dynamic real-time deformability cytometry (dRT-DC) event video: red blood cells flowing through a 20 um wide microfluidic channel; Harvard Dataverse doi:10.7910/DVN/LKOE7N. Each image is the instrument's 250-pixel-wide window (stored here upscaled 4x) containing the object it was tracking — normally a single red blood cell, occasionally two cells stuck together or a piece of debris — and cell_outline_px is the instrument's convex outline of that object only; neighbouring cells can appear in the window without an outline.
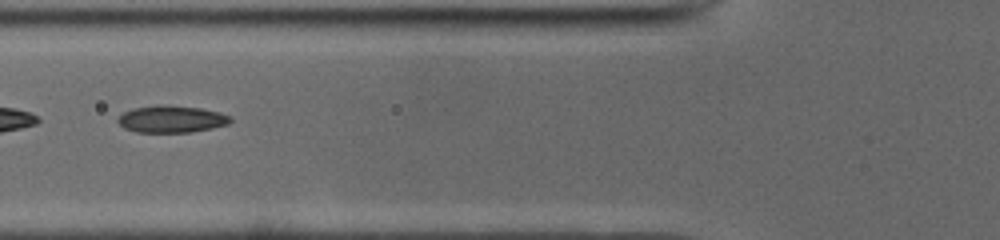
{"species": "common noctule bat (a hibernating species)", "species_latin": "Nyctalus noctula", "temperature_condition": "cold", "stored_images_in_passage": 49, "segment_of_instrument_passage": [2, 2], "camera_frame_rate_fps": 3000, "um_per_image_px": 0.085, "animal": {"sex": "male", "body_mass_g": 19.0, "forearm_length_mm": 50.8}, "frame": {"image": 1, "passage_image": 19, "time_ms": 6.0, "image_size_px": [1000, 240], "cell_outline_px": [[232, 120], [228, 124], [212, 128], [192, 132], [136, 132], [124, 128], [116, 120], [124, 112], [136, 108], [200, 108], [220, 112], [228, 116]], "centroid_in_image_um": [14.6, 10.18], "position_along_channel_um": 111.2, "area_um2": 16.65}}
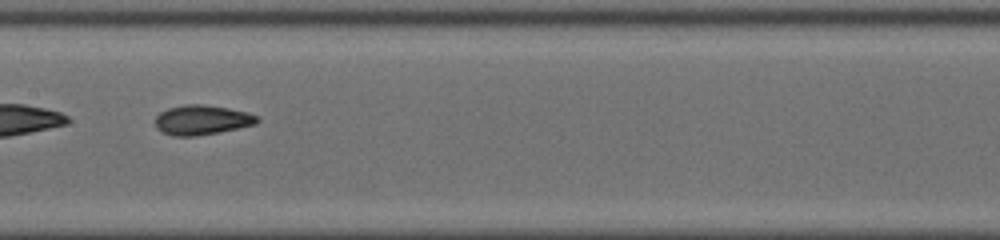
{"frame": {"image": 2, "passage_image": 25, "time_ms": 8.0, "image_size_px": [1000, 240], "cell_outline_px": [[260, 120], [256, 124], [196, 136], [172, 136], [156, 128], [156, 116], [160, 112], [168, 108], [184, 104], [204, 104], [228, 108], [248, 112], [256, 116]], "centroid_in_image_um": [17.14, 10.18], "position_along_channel_um": 190.3, "area_um2": 17.51}}
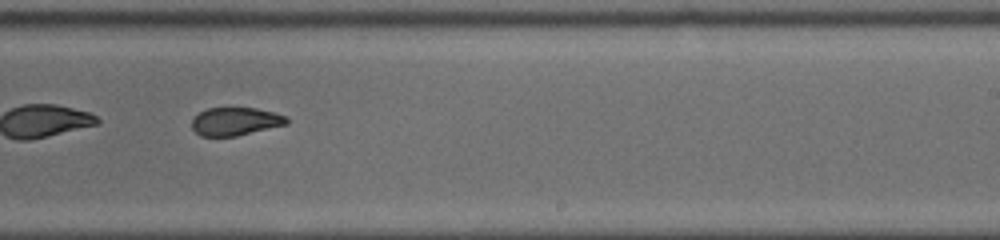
{"frame": {"image": 3, "passage_image": 31, "time_ms": 10.0, "image_size_px": [1000, 240], "cell_outline_px": [[288, 124], [236, 136], [200, 136], [192, 128], [192, 120], [200, 112], [208, 108], [256, 108], [272, 112], [284, 116], [288, 120]], "centroid_in_image_um": [19.99, 10.33], "position_along_channel_um": 269.0, "area_um2": 15.32}}